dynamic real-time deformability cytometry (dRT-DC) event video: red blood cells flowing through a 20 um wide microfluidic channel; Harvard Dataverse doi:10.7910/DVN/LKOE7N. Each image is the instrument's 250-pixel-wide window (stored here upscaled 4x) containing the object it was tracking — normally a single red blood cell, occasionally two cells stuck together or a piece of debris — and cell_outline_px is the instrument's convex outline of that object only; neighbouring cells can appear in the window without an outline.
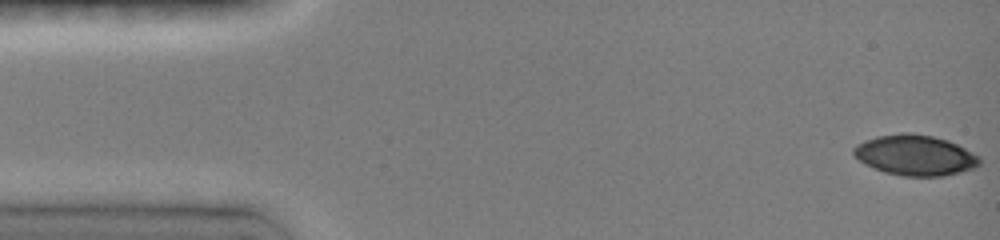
{"species": "common noctule bat (a hibernating species)", "species_latin": "Nyctalus noctula", "temperature_condition": "room temperature", "stored_images_in_passage": 9, "camera_frame_rate_fps": 3000, "um_per_image_px": 0.085, "animal": {"sex": "female", "body_mass_g": 19.0, "forearm_length_mm": 51.5}, "frame": {"image": 1, "passage_image": 1, "time_ms": 0.0, "image_size_px": [1000, 240], "cell_outline_px": [[980, 164], [972, 168], [960, 172], [944, 176], [900, 176], [884, 172], [864, 164], [852, 152], [852, 148], [856, 144], [880, 136], [900, 132], [908, 132], [932, 136], [948, 140], [964, 148], [976, 156], [980, 160]], "centroid_in_image_um": [77.75, 13.2], "position_along_channel_um": 7.2, "area_um2": 29.42}}
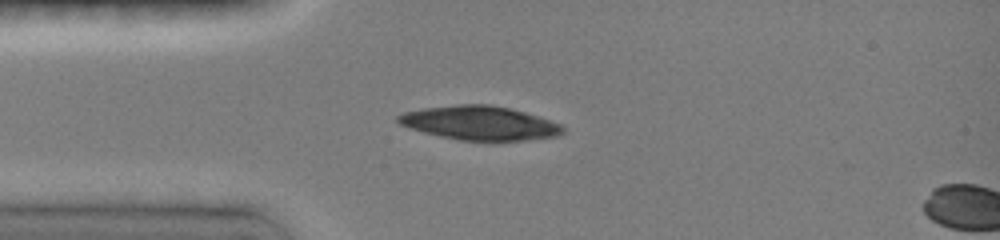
{"frame": {"image": 2, "passage_image": 8, "time_ms": 3.667, "image_size_px": [1000, 240], "cell_outline_px": [[564, 132], [556, 136], [524, 140], [460, 140], [440, 136], [424, 132], [400, 124], [396, 120], [396, 116], [404, 112], [424, 108], [456, 104], [488, 104], [508, 108], [524, 112], [560, 124], [564, 128]], "centroid_in_image_um": [40.74, 10.45], "position_along_channel_um": 44.3, "area_um2": 32.14}}